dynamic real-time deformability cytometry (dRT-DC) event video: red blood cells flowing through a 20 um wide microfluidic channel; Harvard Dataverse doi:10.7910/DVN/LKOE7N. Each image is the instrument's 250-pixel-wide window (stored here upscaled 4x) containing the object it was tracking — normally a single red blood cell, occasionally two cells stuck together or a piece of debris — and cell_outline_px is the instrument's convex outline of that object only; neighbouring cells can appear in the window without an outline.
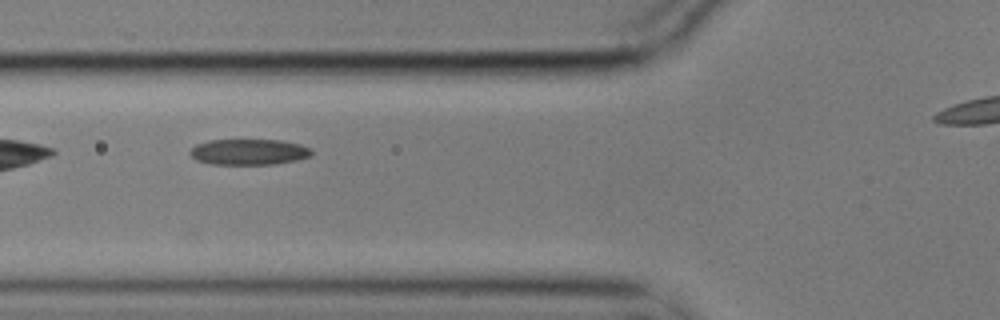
{"species": "common noctule bat (a hibernating species)", "species_latin": "Nyctalus noctula", "temperature_condition": "cold", "stored_images_in_passage": 7, "segment_of_instrument_passage": [1, 2], "camera_frame_rate_fps": 3000, "um_per_image_px": 0.085, "animal": {"sex": "male", "body_mass_g": 17.9}, "frame": {"image": 1, "passage_image": 5, "time_ms": 1.333, "image_size_px": [1000, 320], "cell_outline_px": [[312, 156], [296, 160], [276, 164], [212, 164], [196, 160], [188, 152], [196, 144], [208, 140], [284, 140], [300, 144], [312, 148]], "centroid_in_image_um": [21.18, 12.91], "position_along_channel_um": 104.6, "area_um2": 18.44}}
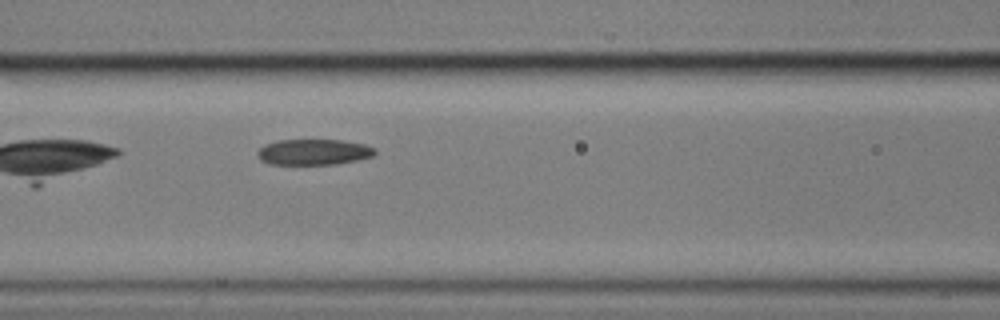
{"frame": {"image": 2, "passage_image": 6, "time_ms": 1.667, "image_size_px": [1000, 320], "cell_outline_px": [[376, 156], [336, 164], [268, 164], [260, 160], [256, 156], [256, 152], [264, 144], [276, 140], [340, 140], [364, 144], [376, 148]], "centroid_in_image_um": [26.64, 12.92], "position_along_channel_um": 140.0, "area_um2": 17.86}}